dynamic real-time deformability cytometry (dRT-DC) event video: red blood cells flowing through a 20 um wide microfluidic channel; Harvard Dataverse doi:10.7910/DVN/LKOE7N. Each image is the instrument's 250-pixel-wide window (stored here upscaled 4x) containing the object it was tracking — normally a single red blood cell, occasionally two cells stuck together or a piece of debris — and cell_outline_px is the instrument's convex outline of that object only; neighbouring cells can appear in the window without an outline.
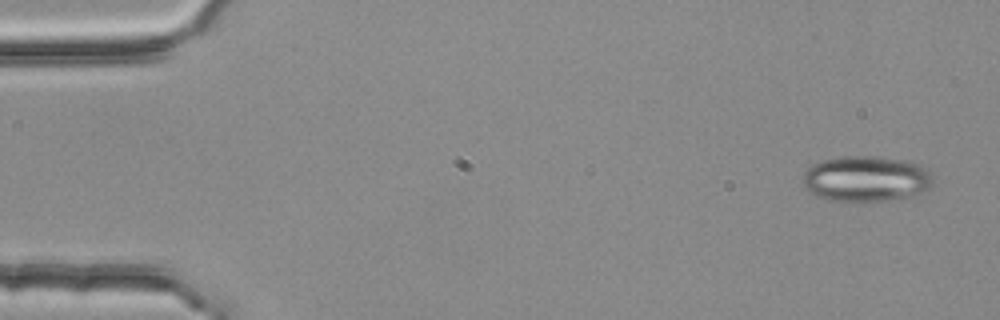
{"species": "common noctule bat (a hibernating species)", "species_latin": "Nyctalus noctula", "temperature_condition": "room temperature", "stored_images_in_passage": 4, "camera_frame_rate_fps": 3000, "um_per_image_px": 0.085, "animal": {"sex": "female", "body_mass_g": 25.1}, "frame": {"image": 1, "passage_image": 1, "time_ms": 0.0, "image_size_px": [1000, 320], "cell_outline_px": [[932, 184], [928, 188], [916, 196], [888, 200], [832, 200], [820, 196], [812, 192], [804, 184], [804, 172], [812, 164], [820, 160], [840, 156], [872, 156], [900, 160], [920, 164], [932, 176]], "centroid_in_image_um": [73.64, 15.18], "position_along_channel_um": 11.4, "area_um2": 34.16}}